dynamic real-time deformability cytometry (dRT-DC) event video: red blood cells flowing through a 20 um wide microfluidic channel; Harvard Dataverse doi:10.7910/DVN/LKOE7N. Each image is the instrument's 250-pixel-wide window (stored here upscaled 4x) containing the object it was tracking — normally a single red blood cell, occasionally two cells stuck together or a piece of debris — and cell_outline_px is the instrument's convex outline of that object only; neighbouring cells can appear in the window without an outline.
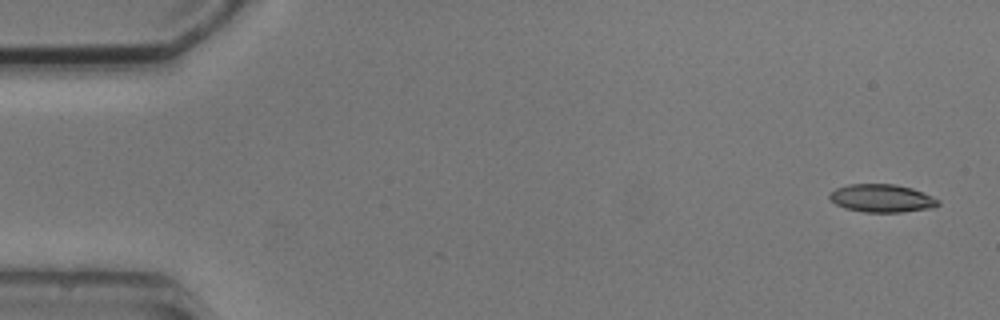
{"species": "common noctule bat (a hibernating species)", "species_latin": "Nyctalus noctula", "temperature_condition": "cold", "stored_images_in_passage": 4, "camera_frame_rate_fps": 3000, "um_per_image_px": 0.085, "animal": {"sex": "male", "body_mass_g": 20.5, "forearm_length_mm": 52.5}, "frame": {"image": 1, "passage_image": 1, "time_ms": 0.0, "image_size_px": [1000, 320], "cell_outline_px": [[940, 204], [932, 208], [900, 212], [864, 212], [844, 208], [836, 204], [828, 196], [836, 188], [848, 184], [896, 184], [912, 188], [932, 196], [940, 200]], "centroid_in_image_um": [74.97, 16.85], "position_along_channel_um": 10.0, "area_um2": 17.69}}
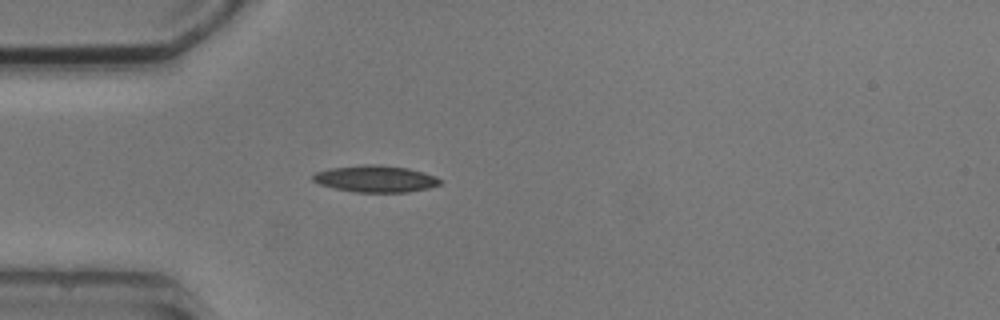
{"frame": {"image": 2, "passage_image": 4, "time_ms": 4.333, "image_size_px": [1000, 320], "cell_outline_px": [[440, 184], [428, 188], [408, 192], [356, 192], [336, 188], [320, 184], [312, 180], [312, 176], [316, 172], [328, 168], [360, 164], [376, 164], [408, 168], [424, 172], [436, 176], [440, 180]], "centroid_in_image_um": [31.91, 15.18], "position_along_channel_um": 53.1, "area_um2": 19.83}}